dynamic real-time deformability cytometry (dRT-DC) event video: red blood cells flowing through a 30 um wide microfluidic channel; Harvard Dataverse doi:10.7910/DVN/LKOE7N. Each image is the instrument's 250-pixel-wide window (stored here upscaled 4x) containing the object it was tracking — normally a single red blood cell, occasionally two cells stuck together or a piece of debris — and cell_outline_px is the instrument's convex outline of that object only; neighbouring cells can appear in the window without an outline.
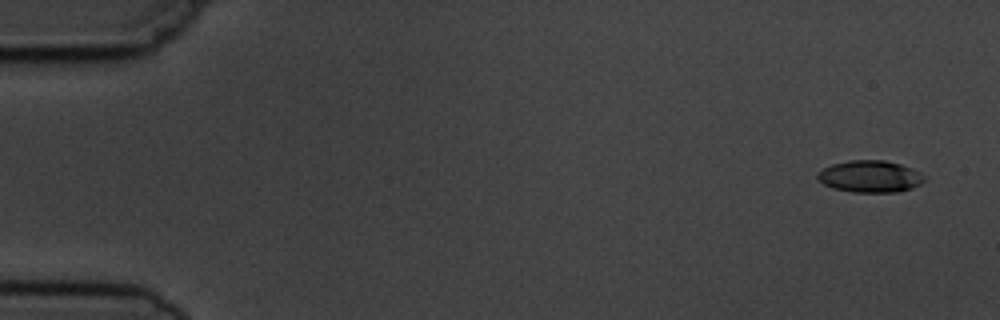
{"species": "common noctule bat (a hibernating species)", "species_latin": "Nyctalus noctula", "temperature_condition": "cold", "stored_images_in_passage": 4, "camera_frame_rate_fps": 3000, "um_per_image_px": 0.085, "animal": {"sex": "male", "body_mass_g": 19.5, "forearm_length_mm": 54.6}, "frame": {"image": 1, "passage_image": 1, "time_ms": 0.0, "image_size_px": [1000, 320], "cell_outline_px": [[924, 180], [920, 184], [912, 188], [896, 192], [852, 192], [832, 188], [824, 184], [816, 176], [824, 168], [832, 164], [848, 160], [884, 160], [900, 164], [920, 172], [924, 176]], "centroid_in_image_um": [73.96, 15.0], "position_along_channel_um": 11.0, "area_um2": 19.71}}
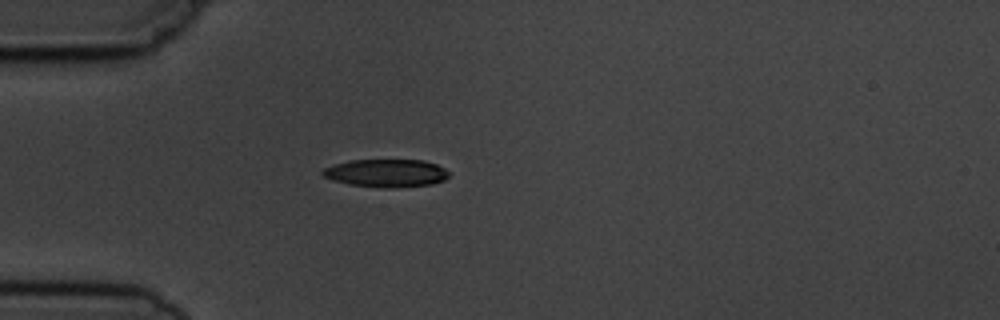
{"frame": {"image": 2, "passage_image": 4, "time_ms": 4.333, "image_size_px": [1000, 320], "cell_outline_px": [[448, 176], [444, 180], [432, 184], [388, 188], [384, 188], [348, 184], [332, 180], [324, 176], [320, 172], [324, 168], [332, 164], [348, 160], [424, 160], [436, 164], [444, 168], [448, 172]], "centroid_in_image_um": [32.79, 14.7], "position_along_channel_um": 52.2, "area_um2": 20.58}}